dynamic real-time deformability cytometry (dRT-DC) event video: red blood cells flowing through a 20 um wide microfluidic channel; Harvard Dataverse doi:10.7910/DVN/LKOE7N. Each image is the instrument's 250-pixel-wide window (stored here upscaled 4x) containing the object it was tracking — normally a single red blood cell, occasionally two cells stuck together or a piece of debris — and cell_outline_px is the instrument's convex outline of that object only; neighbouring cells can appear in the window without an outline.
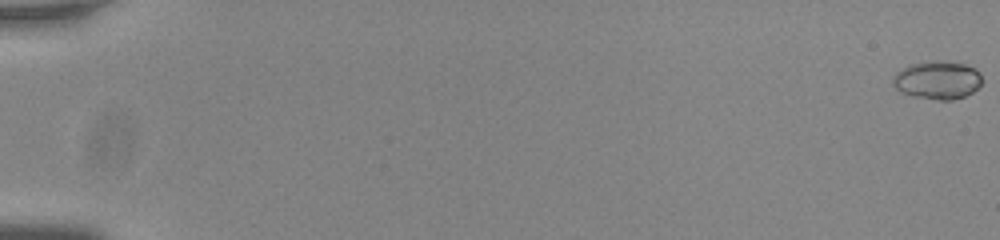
{"species": "common noctule bat (a hibernating species)", "species_latin": "Nyctalus noctula", "temperature_condition": "room temperature", "stored_images_in_passage": 57, "camera_frame_rate_fps": 3000, "um_per_image_px": 0.085, "animal": {"sex": "male", "body_mass_g": 20.0, "forearm_length_mm": 53.3}, "frame": {"image": 1, "passage_image": 1, "time_ms": 0.0, "image_size_px": [1000, 240], "cell_outline_px": [[984, 80], [972, 92], [964, 96], [952, 100], [936, 100], [912, 96], [900, 92], [892, 84], [892, 76], [896, 72], [908, 64], [924, 60], [944, 60], [964, 64], [976, 68], [980, 72]], "centroid_in_image_um": [79.66, 6.78], "position_along_channel_um": 5.3, "area_um2": 20.4}}
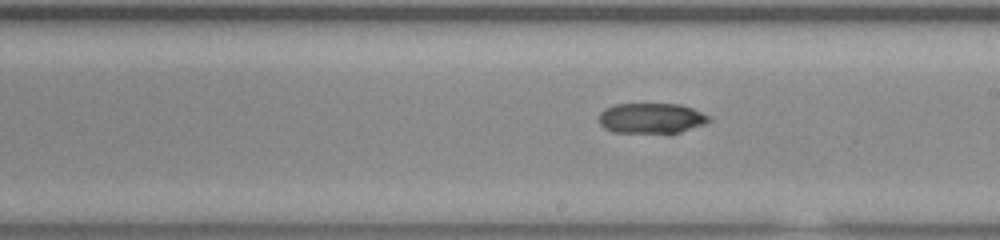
{"frame": {"image": 2, "passage_image": 35, "time_ms": 11.333, "image_size_px": [1000, 240], "cell_outline_px": [[712, 120], [704, 124], [668, 136], [612, 132], [604, 128], [600, 124], [600, 112], [604, 108], [616, 104], [680, 104], [692, 108], [712, 116]], "centroid_in_image_um": [55.39, 10.1], "position_along_channel_um": 233.6, "area_um2": 20.4}}
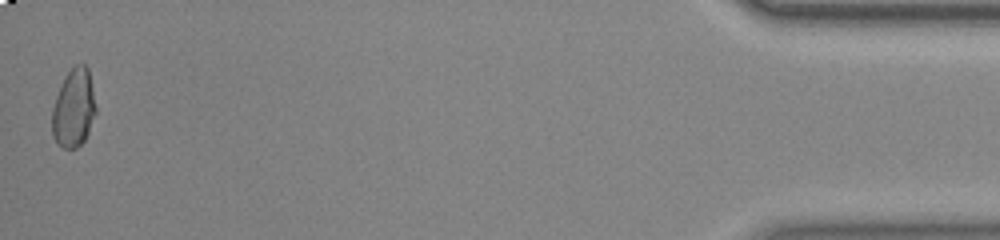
{"frame": {"image": 3, "passage_image": 57, "time_ms": 18.667, "image_size_px": [1000, 240], "cell_outline_px": [[96, 112], [88, 132], [84, 140], [76, 148], [64, 148], [56, 144], [52, 136], [52, 108], [56, 96], [64, 76], [76, 64], [84, 64], [88, 68], [96, 108]], "centroid_in_image_um": [6.24, 9.21], "position_along_channel_um": 429.0, "area_um2": 19.94}, "authors_computed_cell_mechanics": {"area_um2": 19.9988, "velocity_mm_per_s": 3.7813, "shape_relaxation_time_tau1_ms": null, "shape_relaxation_time_tau2_ms": 1.3453, "deformation_change_tau1": null, "deformation_change_tau2": 0.0191}}